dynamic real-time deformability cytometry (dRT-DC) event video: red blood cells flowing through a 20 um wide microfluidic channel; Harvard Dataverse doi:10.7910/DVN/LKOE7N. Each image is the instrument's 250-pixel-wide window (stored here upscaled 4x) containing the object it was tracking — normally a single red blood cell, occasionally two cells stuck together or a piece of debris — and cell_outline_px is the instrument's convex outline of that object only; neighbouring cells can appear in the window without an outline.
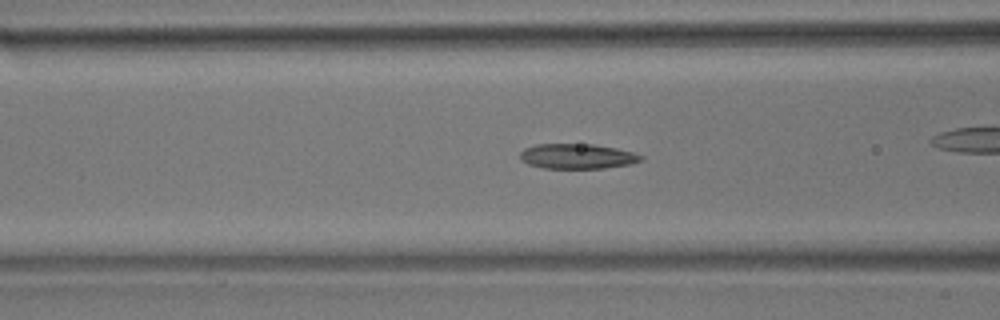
{"species": "common noctule bat (a hibernating species)", "species_latin": "Nyctalus noctula", "temperature_condition": "room temperature", "stored_images_in_passage": 41, "camera_frame_rate_fps": 3000, "um_per_image_px": 0.085, "animal": {"sex": "male", "body_mass_g": 17.9}, "frame": {"image": 1, "passage_image": 7, "time_ms": 2.0, "image_size_px": [1000, 320], "cell_outline_px": [[644, 160], [632, 164], [604, 168], [544, 168], [528, 164], [520, 160], [520, 152], [524, 148], [536, 144], [592, 144], [616, 148], [632, 152], [644, 156]], "centroid_in_image_um": [49.08, 13.28], "position_along_channel_um": 117.5, "area_um2": 17.74}}
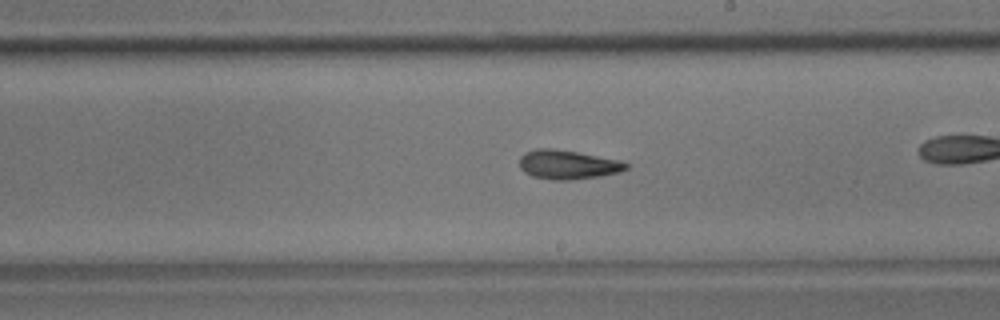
{"frame": {"image": 2, "passage_image": 17, "time_ms": 5.333, "image_size_px": [1000, 320], "cell_outline_px": [[628, 168], [620, 172], [600, 176], [568, 180], [552, 180], [532, 176], [524, 172], [520, 168], [520, 156], [524, 152], [536, 148], [552, 148], [576, 152], [620, 160], [628, 164]], "centroid_in_image_um": [48.23, 13.99], "position_along_channel_um": 240.8, "area_um2": 18.09}}
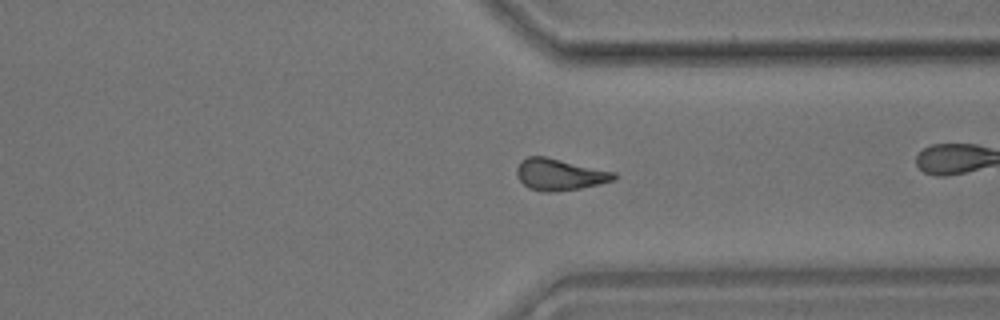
{"frame": {"image": 3, "passage_image": 27, "time_ms": 8.667, "image_size_px": [1000, 320], "cell_outline_px": [[620, 176], [616, 180], [600, 184], [580, 188], [552, 192], [544, 192], [528, 188], [516, 176], [516, 168], [520, 160], [528, 156], [544, 156], [616, 172]], "centroid_in_image_um": [47.58, 14.83], "position_along_channel_um": 363.8, "area_um2": 18.09}, "authors_computed_cell_mechanics": {"area_um2": 17.629, "velocity_mm_per_s": 3.6938, "shape_relaxation_time_tau1_ms": 8.7911, "shape_relaxation_time_tau2_ms": 4.4323, "deformation_change_tau1": 0.1824, "deformation_change_tau2": 0.1264}}